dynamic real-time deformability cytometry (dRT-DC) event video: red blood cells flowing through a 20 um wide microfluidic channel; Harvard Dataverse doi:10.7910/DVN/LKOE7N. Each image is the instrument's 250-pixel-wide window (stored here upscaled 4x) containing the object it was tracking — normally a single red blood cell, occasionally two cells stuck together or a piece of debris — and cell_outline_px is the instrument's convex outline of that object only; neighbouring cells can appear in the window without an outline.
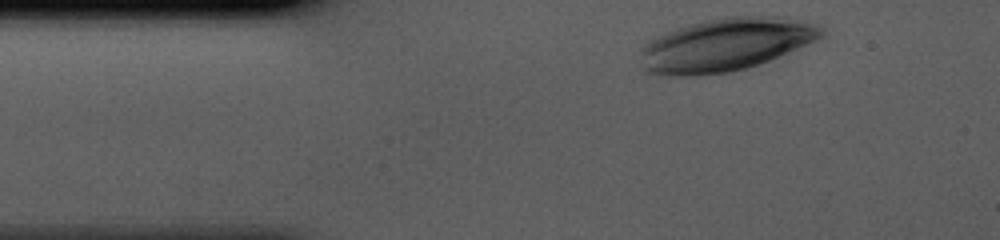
{"species": "human", "species_latin": "Homo sapiens", "temperature_condition": "cold", "stored_images_in_passage": 7, "camera_frame_rate_fps": 3000, "um_per_image_px": 0.085, "donor": {"sex": "male"}, "frame": {"image": 1, "passage_image": 1, "time_ms": 0.0, "image_size_px": [1000, 240], "cell_outline_px": [[824, 36], [808, 44], [760, 64], [728, 72], [696, 76], [652, 76], [644, 72], [640, 52], [640, 48], [644, 44], [656, 36], [676, 28], [724, 16], [788, 16], [816, 24], [824, 28]], "centroid_in_image_um": [61.66, 3.8], "position_along_channel_um": 23.3, "area_um2": 56.41}}